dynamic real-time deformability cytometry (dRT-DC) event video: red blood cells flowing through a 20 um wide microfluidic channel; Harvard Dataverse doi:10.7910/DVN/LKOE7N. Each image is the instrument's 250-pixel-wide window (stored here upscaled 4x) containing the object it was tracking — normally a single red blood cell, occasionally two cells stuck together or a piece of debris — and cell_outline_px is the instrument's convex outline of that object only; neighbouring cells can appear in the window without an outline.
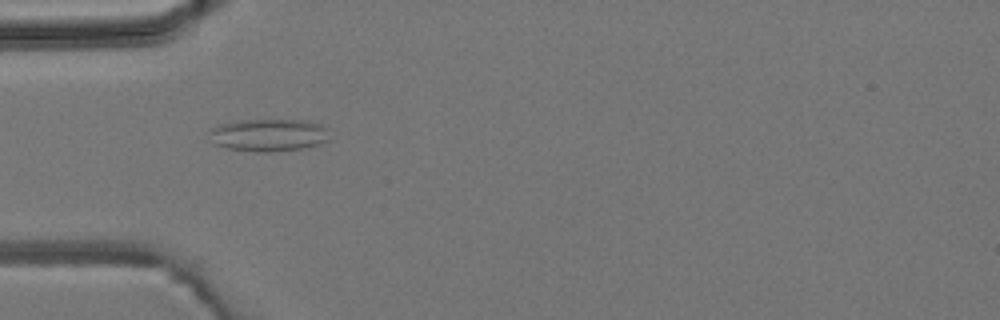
{"species": "common noctule bat (a hibernating species)", "species_latin": "Nyctalus noctula", "temperature_condition": "room temperature", "stored_images_in_passage": 6, "camera_frame_rate_fps": 3000, "um_per_image_px": 0.085, "animal": {"sex": "male", "body_mass_g": 19.2, "forearm_length_mm": 51.8}, "frame": {"image": 1, "passage_image": 4, "time_ms": 3.333, "image_size_px": [1000, 320], "cell_outline_px": [[328, 140], [316, 144], [300, 148], [268, 152], [256, 152], [228, 148], [212, 144], [208, 132], [212, 128], [220, 124], [236, 120], [308, 120], [320, 124], [324, 128]], "centroid_in_image_um": [22.74, 11.47], "position_along_channel_um": 62.3, "area_um2": 22.6}}
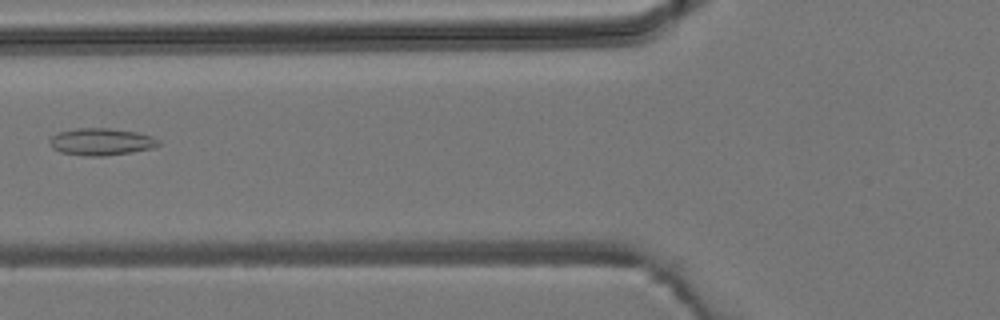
{"frame": {"image": 2, "passage_image": 5, "time_ms": 4.667, "image_size_px": [1000, 320], "cell_outline_px": [[160, 144], [152, 148], [132, 152], [104, 156], [84, 156], [60, 152], [52, 148], [48, 144], [48, 140], [52, 136], [60, 132], [76, 128], [108, 128], [136, 132], [152, 136], [160, 140]], "centroid_in_image_um": [8.58, 12.05], "position_along_channel_um": 117.2, "area_um2": 17.28}}
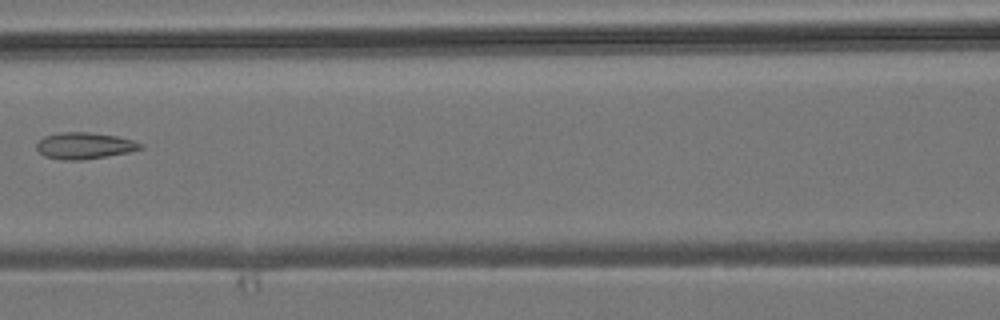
{"frame": {"image": 3, "passage_image": 6, "time_ms": 5.667, "image_size_px": [1000, 320], "cell_outline_px": [[144, 148], [128, 152], [84, 160], [60, 160], [44, 156], [36, 148], [36, 144], [44, 136], [60, 132], [88, 132], [116, 136], [132, 140], [144, 144]], "centroid_in_image_um": [7.17, 12.39], "position_along_channel_um": 159.4, "area_um2": 16.07}}